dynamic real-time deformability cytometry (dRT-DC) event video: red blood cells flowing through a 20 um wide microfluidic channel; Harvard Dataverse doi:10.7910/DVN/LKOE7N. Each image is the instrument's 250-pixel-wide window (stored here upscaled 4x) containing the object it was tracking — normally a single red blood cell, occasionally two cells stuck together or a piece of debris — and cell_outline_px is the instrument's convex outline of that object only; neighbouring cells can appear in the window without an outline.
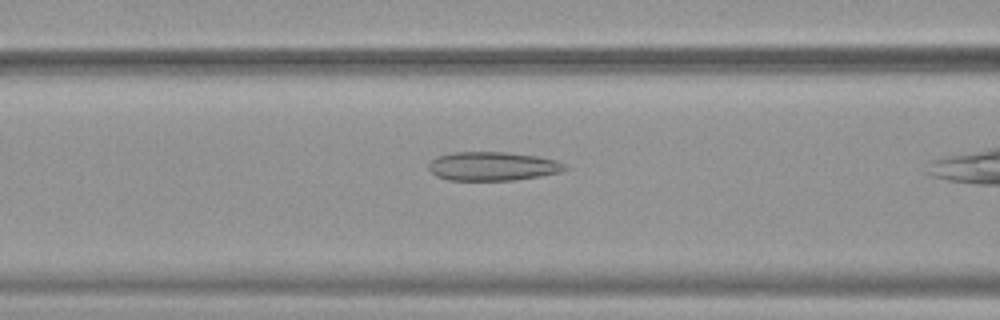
{"species": "common noctule bat (a hibernating species)", "species_latin": "Nyctalus noctula", "temperature_condition": "warm", "stored_images_in_passage": 29, "camera_frame_rate_fps": 3000, "um_per_image_px": 0.085, "animal": {"sex": "female", "body_mass_g": 19.9}, "frame": {"image": 1, "passage_image": 6, "time_ms": 1.667, "image_size_px": [1000, 320], "cell_outline_px": [[568, 168], [560, 172], [540, 176], [516, 180], [448, 180], [436, 176], [428, 168], [428, 164], [436, 156], [452, 152], [504, 152], [536, 156], [556, 160], [564, 164]], "centroid_in_image_um": [41.85, 14.13], "position_along_channel_um": 124.8, "area_um2": 22.89}}
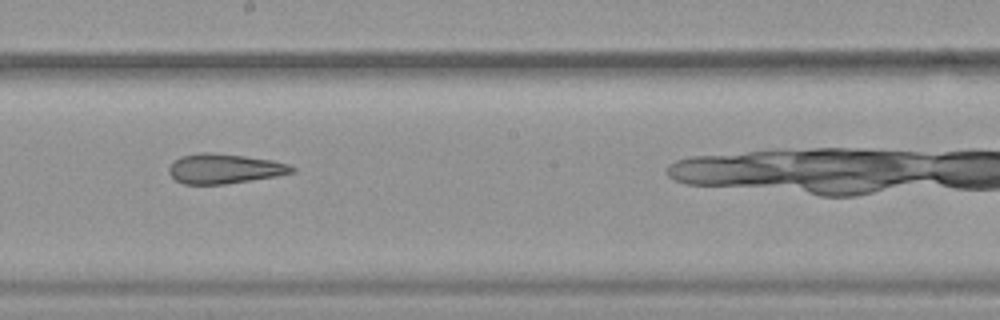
{"frame": {"image": 2, "passage_image": 14, "time_ms": 4.333, "image_size_px": [1000, 320], "cell_outline_px": [[296, 172], [276, 176], [224, 184], [184, 184], [176, 180], [168, 172], [168, 168], [172, 160], [180, 156], [200, 152], [216, 152], [272, 160], [288, 164], [296, 168]], "centroid_in_image_um": [19.05, 14.32], "position_along_channel_um": 229.2, "area_um2": 21.5}}
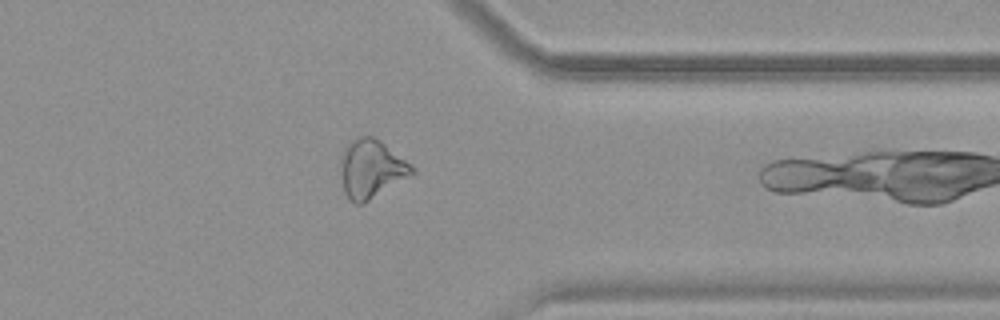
{"frame": {"image": 3, "passage_image": 26, "time_ms": 8.333, "image_size_px": [1000, 320], "cell_outline_px": [[416, 172], [364, 204], [356, 204], [348, 200], [344, 192], [340, 164], [340, 156], [344, 148], [352, 140], [360, 136], [372, 136], [380, 140], [412, 164], [416, 168]], "centroid_in_image_um": [31.56, 14.36], "position_along_channel_um": 379.8, "area_um2": 24.51}, "authors_computed_cell_mechanics": {"area_um2": 22.1952, "velocity_mm_per_s": 3.9241, "shape_relaxation_time_tau1_ms": null, "shape_relaxation_time_tau2_ms": 3.0524, "deformation_change_tau1": null, "deformation_change_tau2": 0.1355}}